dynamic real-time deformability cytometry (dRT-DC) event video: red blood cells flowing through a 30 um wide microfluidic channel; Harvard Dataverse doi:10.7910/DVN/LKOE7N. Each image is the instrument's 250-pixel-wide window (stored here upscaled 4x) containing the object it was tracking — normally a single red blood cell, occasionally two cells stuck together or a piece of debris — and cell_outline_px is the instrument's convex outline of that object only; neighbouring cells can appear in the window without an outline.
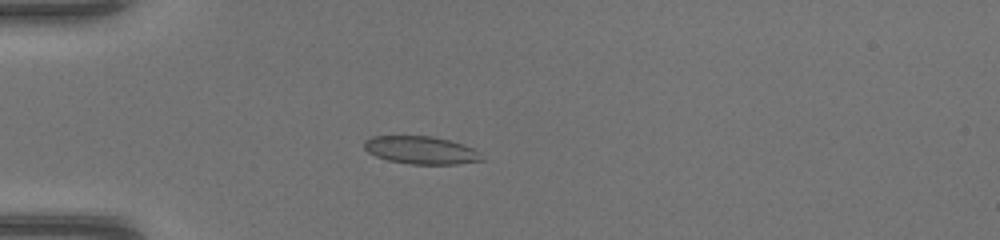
{"species": "common noctule bat (a hibernating species)", "species_latin": "Nyctalus noctula", "temperature_condition": "warm", "stored_images_in_passage": 34, "camera_frame_rate_fps": 3000, "um_per_image_px": 0.085, "animal": {"sex": "female", "body_mass_g": 17.0, "forearm_length_mm": 48.0}, "frame": {"image": 1, "passage_image": 1, "time_ms": 0.0, "image_size_px": [1000, 240], "cell_outline_px": [[484, 160], [456, 164], [412, 164], [388, 160], [376, 156], [368, 152], [364, 148], [364, 140], [372, 136], [432, 136], [464, 144], [472, 148]], "centroid_in_image_um": [35.74, 12.76], "position_along_channel_um": 49.3, "area_um2": 18.84}}
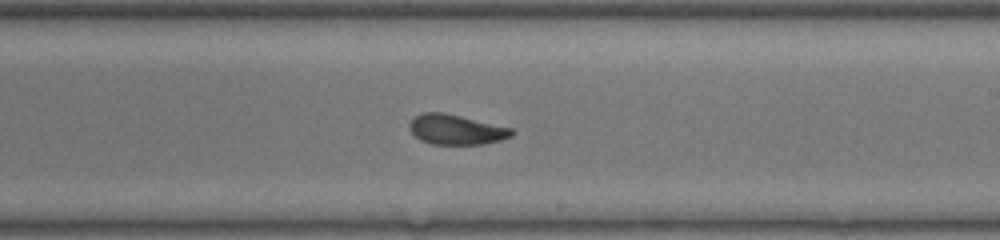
{"frame": {"image": 2, "passage_image": 16, "time_ms": 5.0, "image_size_px": [1000, 240], "cell_outline_px": [[516, 132], [512, 136], [500, 140], [484, 144], [432, 144], [420, 140], [412, 132], [408, 124], [420, 112], [444, 112], [512, 128]], "centroid_in_image_um": [38.78, 11.01], "position_along_channel_um": 250.2, "area_um2": 17.86}}
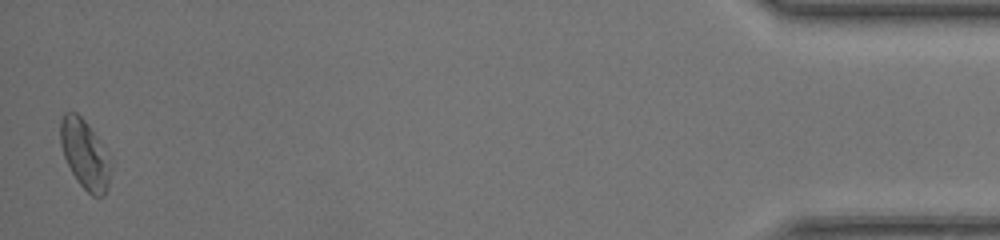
{"frame": {"image": 3, "passage_image": 34, "time_ms": 11.0, "image_size_px": [1000, 240], "cell_outline_px": [[112, 168], [108, 188], [104, 196], [92, 196], [76, 180], [64, 156], [60, 144], [60, 120], [64, 112], [76, 112], [88, 124], [96, 136], [112, 164]], "centroid_in_image_um": [7.21, 13.13], "position_along_channel_um": 428.0, "area_um2": 20.17}}